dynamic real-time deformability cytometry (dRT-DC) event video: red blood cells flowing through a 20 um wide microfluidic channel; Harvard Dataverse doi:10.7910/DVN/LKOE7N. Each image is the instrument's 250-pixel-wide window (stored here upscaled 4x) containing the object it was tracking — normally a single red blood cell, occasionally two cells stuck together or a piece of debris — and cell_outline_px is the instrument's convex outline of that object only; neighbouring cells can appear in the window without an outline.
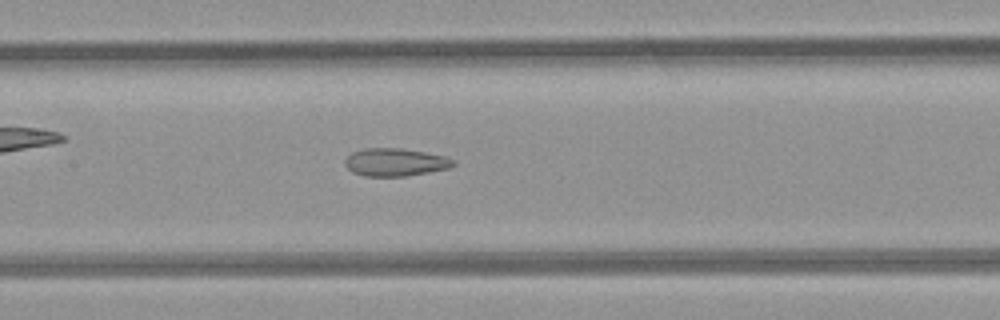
{"species": "common noctule bat (a hibernating species)", "species_latin": "Nyctalus noctula", "temperature_condition": "room temperature", "stored_images_in_passage": 36, "camera_frame_rate_fps": 3000, "um_per_image_px": 0.085, "animal": {"sex": "female", "body_mass_g": 21.9}, "frame": {"image": 1, "passage_image": 10, "time_ms": 3.0, "image_size_px": [1000, 320], "cell_outline_px": [[456, 164], [448, 168], [428, 172], [404, 176], [364, 176], [352, 172], [344, 164], [344, 160], [352, 152], [364, 148], [400, 148], [424, 152], [444, 156], [456, 160]], "centroid_in_image_um": [33.58, 13.78], "position_along_channel_um": 173.8, "area_um2": 17.51}}
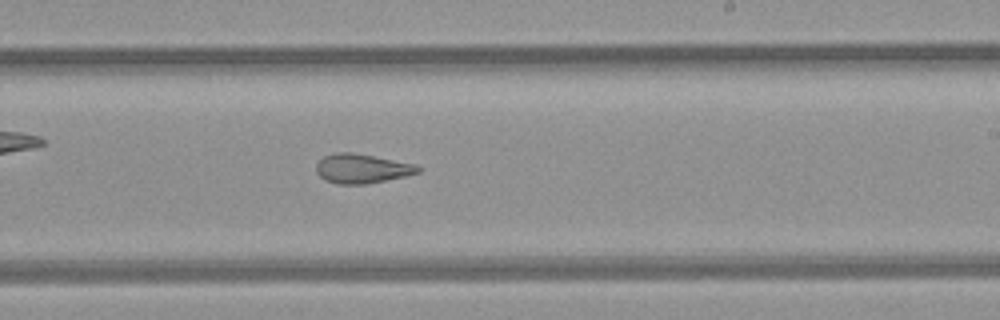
{"frame": {"image": 2, "passage_image": 16, "time_ms": 5.0, "image_size_px": [1000, 320], "cell_outline_px": [[424, 168], [420, 172], [404, 176], [364, 184], [340, 184], [324, 180], [316, 172], [316, 164], [324, 156], [336, 152], [352, 152], [416, 164]], "centroid_in_image_um": [30.77, 14.32], "position_along_channel_um": 258.2, "area_um2": 17.34}}
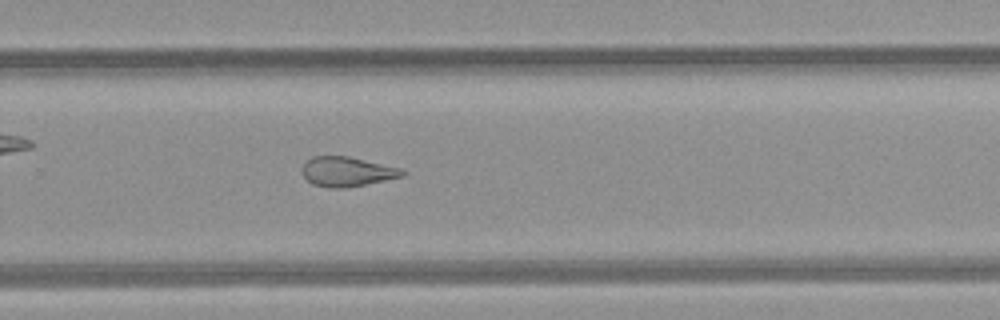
{"frame": {"image": 3, "passage_image": 19, "time_ms": 6.0, "image_size_px": [1000, 320], "cell_outline_px": [[408, 172], [404, 176], [344, 188], [328, 188], [312, 184], [304, 176], [304, 164], [312, 156], [348, 156], [400, 168]], "centroid_in_image_um": [29.52, 14.59], "position_along_channel_um": 300.3, "area_um2": 17.05}, "authors_computed_cell_mechanics": {"area_um2": 19.0162, "velocity_mm_per_s": 4.2447, "shape_relaxation_time_tau1_ms": null, "shape_relaxation_time_tau2_ms": 2.3599, "deformation_change_tau1": null, "deformation_change_tau2": 0.1151}}